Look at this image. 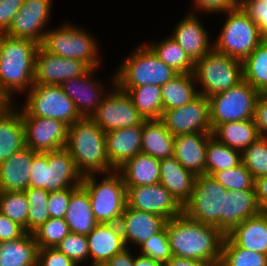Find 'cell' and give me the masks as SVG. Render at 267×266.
<instances>
[{
    "label": "cell",
    "instance_id": "obj_1",
    "mask_svg": "<svg viewBox=\"0 0 267 266\" xmlns=\"http://www.w3.org/2000/svg\"><path fill=\"white\" fill-rule=\"evenodd\" d=\"M174 257L220 263L224 234L215 226L194 221L182 213L165 224Z\"/></svg>",
    "mask_w": 267,
    "mask_h": 266
},
{
    "label": "cell",
    "instance_id": "obj_2",
    "mask_svg": "<svg viewBox=\"0 0 267 266\" xmlns=\"http://www.w3.org/2000/svg\"><path fill=\"white\" fill-rule=\"evenodd\" d=\"M39 46L31 39L0 33V90L12 103L15 93L23 95L34 85Z\"/></svg>",
    "mask_w": 267,
    "mask_h": 266
},
{
    "label": "cell",
    "instance_id": "obj_3",
    "mask_svg": "<svg viewBox=\"0 0 267 266\" xmlns=\"http://www.w3.org/2000/svg\"><path fill=\"white\" fill-rule=\"evenodd\" d=\"M65 148L83 176L116 171L106 154L105 132L91 118L82 117L68 126Z\"/></svg>",
    "mask_w": 267,
    "mask_h": 266
},
{
    "label": "cell",
    "instance_id": "obj_4",
    "mask_svg": "<svg viewBox=\"0 0 267 266\" xmlns=\"http://www.w3.org/2000/svg\"><path fill=\"white\" fill-rule=\"evenodd\" d=\"M134 50L121 61L114 72L115 85L118 88H134L142 85L161 87L179 74L160 60L147 44L144 43Z\"/></svg>",
    "mask_w": 267,
    "mask_h": 266
},
{
    "label": "cell",
    "instance_id": "obj_5",
    "mask_svg": "<svg viewBox=\"0 0 267 266\" xmlns=\"http://www.w3.org/2000/svg\"><path fill=\"white\" fill-rule=\"evenodd\" d=\"M29 187L42 188L48 192L81 185L83 175L77 170L67 149L34 152Z\"/></svg>",
    "mask_w": 267,
    "mask_h": 266
},
{
    "label": "cell",
    "instance_id": "obj_6",
    "mask_svg": "<svg viewBox=\"0 0 267 266\" xmlns=\"http://www.w3.org/2000/svg\"><path fill=\"white\" fill-rule=\"evenodd\" d=\"M86 174L81 185L87 190L95 220L98 223H119L127 206V188L117 172Z\"/></svg>",
    "mask_w": 267,
    "mask_h": 266
},
{
    "label": "cell",
    "instance_id": "obj_7",
    "mask_svg": "<svg viewBox=\"0 0 267 266\" xmlns=\"http://www.w3.org/2000/svg\"><path fill=\"white\" fill-rule=\"evenodd\" d=\"M56 28V29H55ZM48 29L41 46L51 54L84 62L89 68L101 66L99 44L85 28L70 22Z\"/></svg>",
    "mask_w": 267,
    "mask_h": 266
},
{
    "label": "cell",
    "instance_id": "obj_8",
    "mask_svg": "<svg viewBox=\"0 0 267 266\" xmlns=\"http://www.w3.org/2000/svg\"><path fill=\"white\" fill-rule=\"evenodd\" d=\"M224 13L227 19L213 41V48L243 61L263 41L259 28L240 4Z\"/></svg>",
    "mask_w": 267,
    "mask_h": 266
},
{
    "label": "cell",
    "instance_id": "obj_9",
    "mask_svg": "<svg viewBox=\"0 0 267 266\" xmlns=\"http://www.w3.org/2000/svg\"><path fill=\"white\" fill-rule=\"evenodd\" d=\"M194 77L200 95L207 98L227 91L243 81L242 61L212 48L194 64Z\"/></svg>",
    "mask_w": 267,
    "mask_h": 266
},
{
    "label": "cell",
    "instance_id": "obj_10",
    "mask_svg": "<svg viewBox=\"0 0 267 266\" xmlns=\"http://www.w3.org/2000/svg\"><path fill=\"white\" fill-rule=\"evenodd\" d=\"M25 99L21 117L53 118L68 126L82 118L61 85L34 84Z\"/></svg>",
    "mask_w": 267,
    "mask_h": 266
},
{
    "label": "cell",
    "instance_id": "obj_11",
    "mask_svg": "<svg viewBox=\"0 0 267 266\" xmlns=\"http://www.w3.org/2000/svg\"><path fill=\"white\" fill-rule=\"evenodd\" d=\"M227 189L209 175L197 176L191 198L183 206L190 219L209 224L224 234V204Z\"/></svg>",
    "mask_w": 267,
    "mask_h": 266
},
{
    "label": "cell",
    "instance_id": "obj_12",
    "mask_svg": "<svg viewBox=\"0 0 267 266\" xmlns=\"http://www.w3.org/2000/svg\"><path fill=\"white\" fill-rule=\"evenodd\" d=\"M260 93L245 80L225 92L208 97L212 131L225 122L253 119Z\"/></svg>",
    "mask_w": 267,
    "mask_h": 266
},
{
    "label": "cell",
    "instance_id": "obj_13",
    "mask_svg": "<svg viewBox=\"0 0 267 266\" xmlns=\"http://www.w3.org/2000/svg\"><path fill=\"white\" fill-rule=\"evenodd\" d=\"M110 77L112 89L102 99L91 119L104 132L143 124L145 119L135 108L131 98L115 85V74Z\"/></svg>",
    "mask_w": 267,
    "mask_h": 266
},
{
    "label": "cell",
    "instance_id": "obj_14",
    "mask_svg": "<svg viewBox=\"0 0 267 266\" xmlns=\"http://www.w3.org/2000/svg\"><path fill=\"white\" fill-rule=\"evenodd\" d=\"M160 120L174 137L190 133H212L209 100L204 95L199 94L179 108L163 110Z\"/></svg>",
    "mask_w": 267,
    "mask_h": 266
},
{
    "label": "cell",
    "instance_id": "obj_15",
    "mask_svg": "<svg viewBox=\"0 0 267 266\" xmlns=\"http://www.w3.org/2000/svg\"><path fill=\"white\" fill-rule=\"evenodd\" d=\"M52 3L53 0H24L21 9L4 33L14 37L31 39L41 45L53 13L51 12Z\"/></svg>",
    "mask_w": 267,
    "mask_h": 266
},
{
    "label": "cell",
    "instance_id": "obj_16",
    "mask_svg": "<svg viewBox=\"0 0 267 266\" xmlns=\"http://www.w3.org/2000/svg\"><path fill=\"white\" fill-rule=\"evenodd\" d=\"M126 188L127 206L132 209L153 213L166 220L183 213V207L160 183Z\"/></svg>",
    "mask_w": 267,
    "mask_h": 266
},
{
    "label": "cell",
    "instance_id": "obj_17",
    "mask_svg": "<svg viewBox=\"0 0 267 266\" xmlns=\"http://www.w3.org/2000/svg\"><path fill=\"white\" fill-rule=\"evenodd\" d=\"M25 130V145L34 152H49L64 148L67 143L68 125L43 117H21Z\"/></svg>",
    "mask_w": 267,
    "mask_h": 266
},
{
    "label": "cell",
    "instance_id": "obj_18",
    "mask_svg": "<svg viewBox=\"0 0 267 266\" xmlns=\"http://www.w3.org/2000/svg\"><path fill=\"white\" fill-rule=\"evenodd\" d=\"M89 69L80 60L51 54L40 45L35 55L34 84L61 85L64 81L82 76Z\"/></svg>",
    "mask_w": 267,
    "mask_h": 266
},
{
    "label": "cell",
    "instance_id": "obj_19",
    "mask_svg": "<svg viewBox=\"0 0 267 266\" xmlns=\"http://www.w3.org/2000/svg\"><path fill=\"white\" fill-rule=\"evenodd\" d=\"M95 72L97 73V68H90L82 76L71 78L61 84L66 95L74 102L79 115L84 118H91L102 99L111 90V87L107 90L103 82L94 78Z\"/></svg>",
    "mask_w": 267,
    "mask_h": 266
},
{
    "label": "cell",
    "instance_id": "obj_20",
    "mask_svg": "<svg viewBox=\"0 0 267 266\" xmlns=\"http://www.w3.org/2000/svg\"><path fill=\"white\" fill-rule=\"evenodd\" d=\"M187 15L175 25L171 37L195 63L203 58L212 48L213 41L197 13L187 11ZM212 42H211V41Z\"/></svg>",
    "mask_w": 267,
    "mask_h": 266
},
{
    "label": "cell",
    "instance_id": "obj_21",
    "mask_svg": "<svg viewBox=\"0 0 267 266\" xmlns=\"http://www.w3.org/2000/svg\"><path fill=\"white\" fill-rule=\"evenodd\" d=\"M166 221L162 216L126 206L119 222L126 247L132 244L139 247L159 233Z\"/></svg>",
    "mask_w": 267,
    "mask_h": 266
},
{
    "label": "cell",
    "instance_id": "obj_22",
    "mask_svg": "<svg viewBox=\"0 0 267 266\" xmlns=\"http://www.w3.org/2000/svg\"><path fill=\"white\" fill-rule=\"evenodd\" d=\"M86 237L91 265H105L127 248L119 223H98Z\"/></svg>",
    "mask_w": 267,
    "mask_h": 266
},
{
    "label": "cell",
    "instance_id": "obj_23",
    "mask_svg": "<svg viewBox=\"0 0 267 266\" xmlns=\"http://www.w3.org/2000/svg\"><path fill=\"white\" fill-rule=\"evenodd\" d=\"M143 124L105 132L106 154L117 169L141 152Z\"/></svg>",
    "mask_w": 267,
    "mask_h": 266
},
{
    "label": "cell",
    "instance_id": "obj_24",
    "mask_svg": "<svg viewBox=\"0 0 267 266\" xmlns=\"http://www.w3.org/2000/svg\"><path fill=\"white\" fill-rule=\"evenodd\" d=\"M212 133L175 136L173 156L196 176L206 175V148Z\"/></svg>",
    "mask_w": 267,
    "mask_h": 266
},
{
    "label": "cell",
    "instance_id": "obj_25",
    "mask_svg": "<svg viewBox=\"0 0 267 266\" xmlns=\"http://www.w3.org/2000/svg\"><path fill=\"white\" fill-rule=\"evenodd\" d=\"M197 176L174 157L160 160V181L183 207L191 198Z\"/></svg>",
    "mask_w": 267,
    "mask_h": 266
},
{
    "label": "cell",
    "instance_id": "obj_26",
    "mask_svg": "<svg viewBox=\"0 0 267 266\" xmlns=\"http://www.w3.org/2000/svg\"><path fill=\"white\" fill-rule=\"evenodd\" d=\"M33 150L24 147L0 164V191L19 192L29 187Z\"/></svg>",
    "mask_w": 267,
    "mask_h": 266
},
{
    "label": "cell",
    "instance_id": "obj_27",
    "mask_svg": "<svg viewBox=\"0 0 267 266\" xmlns=\"http://www.w3.org/2000/svg\"><path fill=\"white\" fill-rule=\"evenodd\" d=\"M14 104L0 114V164L26 147L21 110Z\"/></svg>",
    "mask_w": 267,
    "mask_h": 266
},
{
    "label": "cell",
    "instance_id": "obj_28",
    "mask_svg": "<svg viewBox=\"0 0 267 266\" xmlns=\"http://www.w3.org/2000/svg\"><path fill=\"white\" fill-rule=\"evenodd\" d=\"M116 171L126 187L156 184L160 181V160L140 152L126 160Z\"/></svg>",
    "mask_w": 267,
    "mask_h": 266
},
{
    "label": "cell",
    "instance_id": "obj_29",
    "mask_svg": "<svg viewBox=\"0 0 267 266\" xmlns=\"http://www.w3.org/2000/svg\"><path fill=\"white\" fill-rule=\"evenodd\" d=\"M259 213L256 190H228L224 204V235L246 219Z\"/></svg>",
    "mask_w": 267,
    "mask_h": 266
},
{
    "label": "cell",
    "instance_id": "obj_30",
    "mask_svg": "<svg viewBox=\"0 0 267 266\" xmlns=\"http://www.w3.org/2000/svg\"><path fill=\"white\" fill-rule=\"evenodd\" d=\"M227 236L240 248L267 255V219L261 213L235 226Z\"/></svg>",
    "mask_w": 267,
    "mask_h": 266
},
{
    "label": "cell",
    "instance_id": "obj_31",
    "mask_svg": "<svg viewBox=\"0 0 267 266\" xmlns=\"http://www.w3.org/2000/svg\"><path fill=\"white\" fill-rule=\"evenodd\" d=\"M70 232L88 235L98 224L95 220L87 190L78 186L70 196L64 217Z\"/></svg>",
    "mask_w": 267,
    "mask_h": 266
},
{
    "label": "cell",
    "instance_id": "obj_32",
    "mask_svg": "<svg viewBox=\"0 0 267 266\" xmlns=\"http://www.w3.org/2000/svg\"><path fill=\"white\" fill-rule=\"evenodd\" d=\"M175 137L160 119L145 120L143 123L141 152L156 159L173 156Z\"/></svg>",
    "mask_w": 267,
    "mask_h": 266
},
{
    "label": "cell",
    "instance_id": "obj_33",
    "mask_svg": "<svg viewBox=\"0 0 267 266\" xmlns=\"http://www.w3.org/2000/svg\"><path fill=\"white\" fill-rule=\"evenodd\" d=\"M38 249L33 233L0 242V266H37Z\"/></svg>",
    "mask_w": 267,
    "mask_h": 266
},
{
    "label": "cell",
    "instance_id": "obj_34",
    "mask_svg": "<svg viewBox=\"0 0 267 266\" xmlns=\"http://www.w3.org/2000/svg\"><path fill=\"white\" fill-rule=\"evenodd\" d=\"M212 136L241 152L260 138L253 119L220 124L212 131Z\"/></svg>",
    "mask_w": 267,
    "mask_h": 266
},
{
    "label": "cell",
    "instance_id": "obj_35",
    "mask_svg": "<svg viewBox=\"0 0 267 266\" xmlns=\"http://www.w3.org/2000/svg\"><path fill=\"white\" fill-rule=\"evenodd\" d=\"M193 73H179L161 86L163 110L179 108L196 98L199 93Z\"/></svg>",
    "mask_w": 267,
    "mask_h": 266
},
{
    "label": "cell",
    "instance_id": "obj_36",
    "mask_svg": "<svg viewBox=\"0 0 267 266\" xmlns=\"http://www.w3.org/2000/svg\"><path fill=\"white\" fill-rule=\"evenodd\" d=\"M127 93L132 103L145 120L160 119L163 113L161 87L142 85L134 88H119Z\"/></svg>",
    "mask_w": 267,
    "mask_h": 266
},
{
    "label": "cell",
    "instance_id": "obj_37",
    "mask_svg": "<svg viewBox=\"0 0 267 266\" xmlns=\"http://www.w3.org/2000/svg\"><path fill=\"white\" fill-rule=\"evenodd\" d=\"M242 67L243 80L264 94L267 91V44L264 41L242 61Z\"/></svg>",
    "mask_w": 267,
    "mask_h": 266
},
{
    "label": "cell",
    "instance_id": "obj_38",
    "mask_svg": "<svg viewBox=\"0 0 267 266\" xmlns=\"http://www.w3.org/2000/svg\"><path fill=\"white\" fill-rule=\"evenodd\" d=\"M153 52L166 65L172 67L178 73H193L194 62L188 57L186 52L179 46V44L169 35L165 39L156 43H146Z\"/></svg>",
    "mask_w": 267,
    "mask_h": 266
},
{
    "label": "cell",
    "instance_id": "obj_39",
    "mask_svg": "<svg viewBox=\"0 0 267 266\" xmlns=\"http://www.w3.org/2000/svg\"><path fill=\"white\" fill-rule=\"evenodd\" d=\"M242 162L241 151L230 148L211 136L206 148V175L228 170Z\"/></svg>",
    "mask_w": 267,
    "mask_h": 266
},
{
    "label": "cell",
    "instance_id": "obj_40",
    "mask_svg": "<svg viewBox=\"0 0 267 266\" xmlns=\"http://www.w3.org/2000/svg\"><path fill=\"white\" fill-rule=\"evenodd\" d=\"M220 266H267V255L238 247L227 235L221 247Z\"/></svg>",
    "mask_w": 267,
    "mask_h": 266
},
{
    "label": "cell",
    "instance_id": "obj_41",
    "mask_svg": "<svg viewBox=\"0 0 267 266\" xmlns=\"http://www.w3.org/2000/svg\"><path fill=\"white\" fill-rule=\"evenodd\" d=\"M24 192L29 204L27 233H33L50 218L48 212L50 192L34 187H28Z\"/></svg>",
    "mask_w": 267,
    "mask_h": 266
},
{
    "label": "cell",
    "instance_id": "obj_42",
    "mask_svg": "<svg viewBox=\"0 0 267 266\" xmlns=\"http://www.w3.org/2000/svg\"><path fill=\"white\" fill-rule=\"evenodd\" d=\"M29 204L24 191H0V212L27 232Z\"/></svg>",
    "mask_w": 267,
    "mask_h": 266
},
{
    "label": "cell",
    "instance_id": "obj_43",
    "mask_svg": "<svg viewBox=\"0 0 267 266\" xmlns=\"http://www.w3.org/2000/svg\"><path fill=\"white\" fill-rule=\"evenodd\" d=\"M211 177L227 190H255V179L242 162L228 170L214 172Z\"/></svg>",
    "mask_w": 267,
    "mask_h": 266
},
{
    "label": "cell",
    "instance_id": "obj_44",
    "mask_svg": "<svg viewBox=\"0 0 267 266\" xmlns=\"http://www.w3.org/2000/svg\"><path fill=\"white\" fill-rule=\"evenodd\" d=\"M70 233L64 218H49L33 232L38 248H56Z\"/></svg>",
    "mask_w": 267,
    "mask_h": 266
},
{
    "label": "cell",
    "instance_id": "obj_45",
    "mask_svg": "<svg viewBox=\"0 0 267 266\" xmlns=\"http://www.w3.org/2000/svg\"><path fill=\"white\" fill-rule=\"evenodd\" d=\"M241 158L255 180L267 175V144L261 137L241 152Z\"/></svg>",
    "mask_w": 267,
    "mask_h": 266
},
{
    "label": "cell",
    "instance_id": "obj_46",
    "mask_svg": "<svg viewBox=\"0 0 267 266\" xmlns=\"http://www.w3.org/2000/svg\"><path fill=\"white\" fill-rule=\"evenodd\" d=\"M138 248L140 249V255L149 257L163 265L173 258L166 227Z\"/></svg>",
    "mask_w": 267,
    "mask_h": 266
},
{
    "label": "cell",
    "instance_id": "obj_47",
    "mask_svg": "<svg viewBox=\"0 0 267 266\" xmlns=\"http://www.w3.org/2000/svg\"><path fill=\"white\" fill-rule=\"evenodd\" d=\"M78 266L89 262V249L86 235L70 232L56 247Z\"/></svg>",
    "mask_w": 267,
    "mask_h": 266
},
{
    "label": "cell",
    "instance_id": "obj_48",
    "mask_svg": "<svg viewBox=\"0 0 267 266\" xmlns=\"http://www.w3.org/2000/svg\"><path fill=\"white\" fill-rule=\"evenodd\" d=\"M239 4L258 26L262 39H267V3L260 0H240Z\"/></svg>",
    "mask_w": 267,
    "mask_h": 266
},
{
    "label": "cell",
    "instance_id": "obj_49",
    "mask_svg": "<svg viewBox=\"0 0 267 266\" xmlns=\"http://www.w3.org/2000/svg\"><path fill=\"white\" fill-rule=\"evenodd\" d=\"M76 188H66L60 191H54L49 193L48 198V212L50 218H64L71 193Z\"/></svg>",
    "mask_w": 267,
    "mask_h": 266
},
{
    "label": "cell",
    "instance_id": "obj_50",
    "mask_svg": "<svg viewBox=\"0 0 267 266\" xmlns=\"http://www.w3.org/2000/svg\"><path fill=\"white\" fill-rule=\"evenodd\" d=\"M37 266H78L57 248L38 249Z\"/></svg>",
    "mask_w": 267,
    "mask_h": 266
},
{
    "label": "cell",
    "instance_id": "obj_51",
    "mask_svg": "<svg viewBox=\"0 0 267 266\" xmlns=\"http://www.w3.org/2000/svg\"><path fill=\"white\" fill-rule=\"evenodd\" d=\"M194 2L193 11L189 9V12L197 13L196 11L200 13H212L217 14L223 13L225 11H228L229 9H233L239 5L240 0H192Z\"/></svg>",
    "mask_w": 267,
    "mask_h": 266
},
{
    "label": "cell",
    "instance_id": "obj_52",
    "mask_svg": "<svg viewBox=\"0 0 267 266\" xmlns=\"http://www.w3.org/2000/svg\"><path fill=\"white\" fill-rule=\"evenodd\" d=\"M24 0H0V33H4L21 9Z\"/></svg>",
    "mask_w": 267,
    "mask_h": 266
},
{
    "label": "cell",
    "instance_id": "obj_53",
    "mask_svg": "<svg viewBox=\"0 0 267 266\" xmlns=\"http://www.w3.org/2000/svg\"><path fill=\"white\" fill-rule=\"evenodd\" d=\"M26 233L22 226L13 222L0 212V242L19 239Z\"/></svg>",
    "mask_w": 267,
    "mask_h": 266
},
{
    "label": "cell",
    "instance_id": "obj_54",
    "mask_svg": "<svg viewBox=\"0 0 267 266\" xmlns=\"http://www.w3.org/2000/svg\"><path fill=\"white\" fill-rule=\"evenodd\" d=\"M253 120L260 137L267 133V95L260 94L255 103Z\"/></svg>",
    "mask_w": 267,
    "mask_h": 266
},
{
    "label": "cell",
    "instance_id": "obj_55",
    "mask_svg": "<svg viewBox=\"0 0 267 266\" xmlns=\"http://www.w3.org/2000/svg\"><path fill=\"white\" fill-rule=\"evenodd\" d=\"M130 248V249H129ZM132 246L114 255L105 266H134L135 252H131Z\"/></svg>",
    "mask_w": 267,
    "mask_h": 266
},
{
    "label": "cell",
    "instance_id": "obj_56",
    "mask_svg": "<svg viewBox=\"0 0 267 266\" xmlns=\"http://www.w3.org/2000/svg\"><path fill=\"white\" fill-rule=\"evenodd\" d=\"M164 266H220L219 263H209L200 260L184 259L174 257L169 260Z\"/></svg>",
    "mask_w": 267,
    "mask_h": 266
},
{
    "label": "cell",
    "instance_id": "obj_57",
    "mask_svg": "<svg viewBox=\"0 0 267 266\" xmlns=\"http://www.w3.org/2000/svg\"><path fill=\"white\" fill-rule=\"evenodd\" d=\"M256 199L259 207L267 201V175L255 180Z\"/></svg>",
    "mask_w": 267,
    "mask_h": 266
},
{
    "label": "cell",
    "instance_id": "obj_58",
    "mask_svg": "<svg viewBox=\"0 0 267 266\" xmlns=\"http://www.w3.org/2000/svg\"><path fill=\"white\" fill-rule=\"evenodd\" d=\"M134 266H164L163 264L150 259L149 257L139 255L136 253L134 258Z\"/></svg>",
    "mask_w": 267,
    "mask_h": 266
},
{
    "label": "cell",
    "instance_id": "obj_59",
    "mask_svg": "<svg viewBox=\"0 0 267 266\" xmlns=\"http://www.w3.org/2000/svg\"><path fill=\"white\" fill-rule=\"evenodd\" d=\"M11 104L12 102L0 90V114Z\"/></svg>",
    "mask_w": 267,
    "mask_h": 266
},
{
    "label": "cell",
    "instance_id": "obj_60",
    "mask_svg": "<svg viewBox=\"0 0 267 266\" xmlns=\"http://www.w3.org/2000/svg\"><path fill=\"white\" fill-rule=\"evenodd\" d=\"M260 213L267 219V201L260 207Z\"/></svg>",
    "mask_w": 267,
    "mask_h": 266
},
{
    "label": "cell",
    "instance_id": "obj_61",
    "mask_svg": "<svg viewBox=\"0 0 267 266\" xmlns=\"http://www.w3.org/2000/svg\"><path fill=\"white\" fill-rule=\"evenodd\" d=\"M261 138H262V139L266 142V144H267V133L264 134Z\"/></svg>",
    "mask_w": 267,
    "mask_h": 266
},
{
    "label": "cell",
    "instance_id": "obj_62",
    "mask_svg": "<svg viewBox=\"0 0 267 266\" xmlns=\"http://www.w3.org/2000/svg\"><path fill=\"white\" fill-rule=\"evenodd\" d=\"M89 266H105V265H91V264H90Z\"/></svg>",
    "mask_w": 267,
    "mask_h": 266
}]
</instances>
